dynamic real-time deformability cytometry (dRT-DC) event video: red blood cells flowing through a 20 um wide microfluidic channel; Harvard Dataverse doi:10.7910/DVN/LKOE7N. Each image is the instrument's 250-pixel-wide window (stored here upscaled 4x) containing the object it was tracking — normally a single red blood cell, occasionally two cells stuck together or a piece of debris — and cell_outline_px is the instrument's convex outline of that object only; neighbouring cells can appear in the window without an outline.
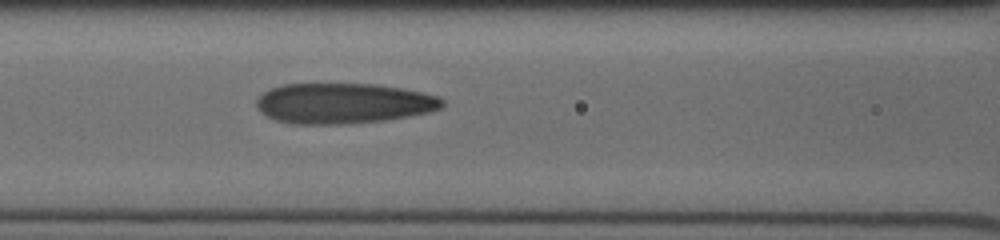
{"species": "human", "species_latin": "Homo sapiens", "temperature_condition": "cold", "stored_images_in_passage": 22, "segment_of_instrument_passage": [1, 2], "camera_frame_rate_fps": 3000, "um_per_image_px": 0.085, "donor": {"sex": "male"}, "frame": {"image": 1, "passage_image": 16, "time_ms": 6.667, "image_size_px": [1000, 240], "cell_outline_px": [[444, 104], [440, 108], [428, 112], [408, 116], [384, 120], [340, 124], [292, 124], [276, 120], [260, 112], [256, 108], [256, 96], [272, 88], [284, 84], [376, 84], [400, 88], [420, 92], [436, 96], [444, 100]], "centroid_in_image_um": [29.13, 8.78], "position_along_channel_um": 137.5, "area_um2": 43.64}}
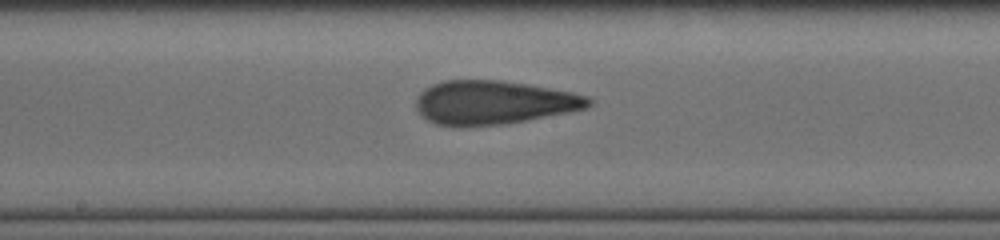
{"frame": {"image": 2, "passage_image": 20, "time_ms": 8.333, "image_size_px": [1000, 240], "cell_outline_px": [[592, 104], [584, 108], [568, 112], [504, 124], [460, 128], [452, 128], [436, 124], [428, 120], [416, 108], [416, 100], [420, 92], [432, 84], [444, 80], [500, 80], [528, 84], [572, 92], [588, 96], [592, 100]], "centroid_in_image_um": [41.92, 8.72], "position_along_channel_um": 206.3, "area_um2": 44.22}}